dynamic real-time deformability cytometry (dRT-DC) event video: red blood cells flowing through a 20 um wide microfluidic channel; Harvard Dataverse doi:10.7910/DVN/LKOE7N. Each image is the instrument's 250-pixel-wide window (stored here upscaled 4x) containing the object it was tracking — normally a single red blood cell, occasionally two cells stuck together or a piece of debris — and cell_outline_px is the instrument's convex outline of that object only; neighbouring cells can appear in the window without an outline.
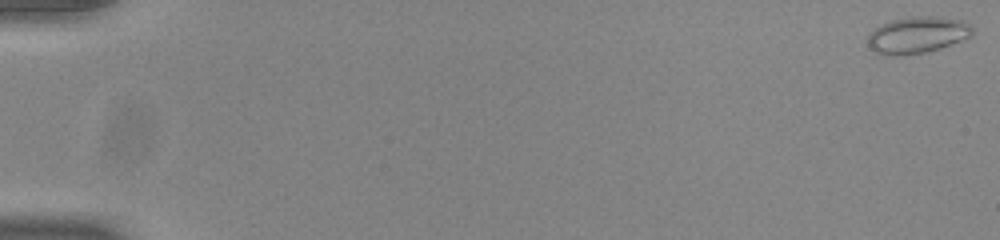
{"species": "common noctule bat (a hibernating species)", "species_latin": "Nyctalus noctula", "temperature_condition": "room temperature", "stored_images_in_passage": 54, "camera_frame_rate_fps": 3000, "um_per_image_px": 0.085, "animal": {"sex": "male", "body_mass_g": 20.0, "forearm_length_mm": 53.3}, "frame": {"image": 1, "passage_image": 1, "time_ms": 0.0, "image_size_px": [1000, 240], "cell_outline_px": [[972, 36], [940, 48], [924, 52], [900, 56], [888, 56], [876, 52], [868, 44], [868, 36], [880, 24], [892, 20], [908, 16], [932, 16], [964, 20], [972, 24]], "centroid_in_image_um": [77.99, 2.96], "position_along_channel_um": 7.0, "area_um2": 22.37}}
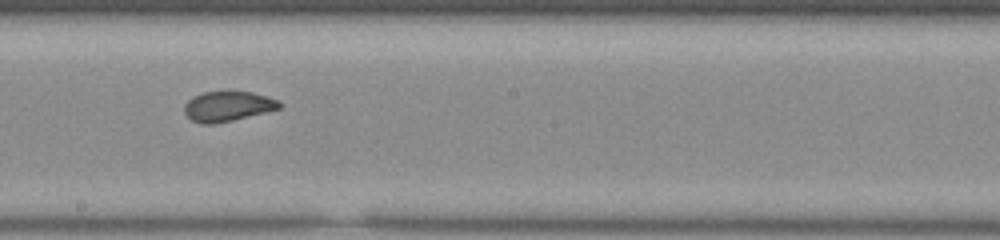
{"frame": {"image": 2, "passage_image": 32, "time_ms": 10.333, "image_size_px": [1000, 240], "cell_outline_px": [[280, 108], [216, 124], [200, 124], [192, 120], [184, 112], [184, 104], [192, 96], [204, 92], [228, 88], [252, 92], [268, 96], [280, 100]], "centroid_in_image_um": [19.33, 8.98], "position_along_channel_um": 228.9, "area_um2": 17.22}}
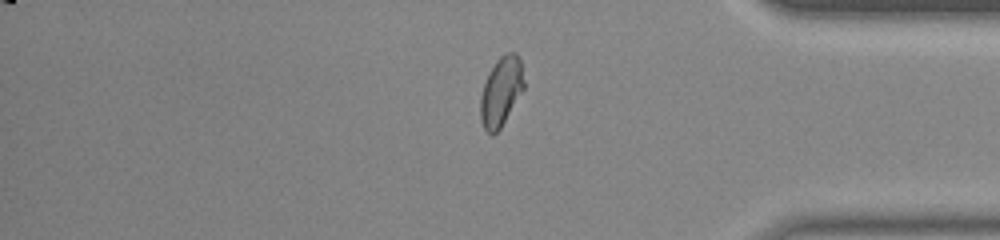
{"frame": {"image": 3, "passage_image": 46, "time_ms": 15.0, "image_size_px": [1000, 240], "cell_outline_px": [[524, 88], [500, 128], [492, 136], [484, 128], [480, 120], [480, 96], [488, 72], [496, 60], [504, 52], [516, 52], [520, 60], [524, 80]], "centroid_in_image_um": [42.57, 7.75], "position_along_channel_um": 392.6, "area_um2": 17.51}, "authors_computed_cell_mechanics": {"area_um2": 17.629, "velocity_mm_per_s": 3.8939, "shape_relaxation_time_tau1_ms": 10.2052, "shape_relaxation_time_tau2_ms": 1.1323, "deformation_change_tau1": 0.2276, "deformation_change_tau2": 0.0435}}